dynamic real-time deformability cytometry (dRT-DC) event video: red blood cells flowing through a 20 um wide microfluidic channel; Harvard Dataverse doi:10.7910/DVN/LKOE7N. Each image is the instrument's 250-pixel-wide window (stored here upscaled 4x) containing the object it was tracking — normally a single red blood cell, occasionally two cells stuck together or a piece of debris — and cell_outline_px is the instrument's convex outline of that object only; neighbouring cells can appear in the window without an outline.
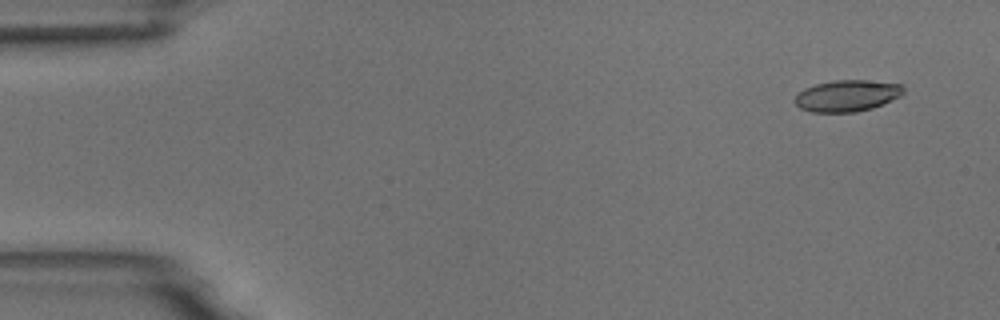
{"species": "common noctule bat (a hibernating species)", "species_latin": "Nyctalus noctula", "temperature_condition": "room temperature", "stored_images_in_passage": 4, "camera_frame_rate_fps": 3000, "um_per_image_px": 0.085, "animal": {"sex": "male", "body_mass_g": 18.8}, "frame": {"image": 1, "passage_image": 1, "time_ms": 0.0, "image_size_px": [1000, 320], "cell_outline_px": [[904, 92], [900, 96], [872, 108], [856, 112], [812, 112], [800, 108], [792, 100], [804, 88], [816, 84], [832, 80], [864, 80], [904, 84]], "centroid_in_image_um": [72.0, 8.13], "position_along_channel_um": 13.0, "area_um2": 19.94}}
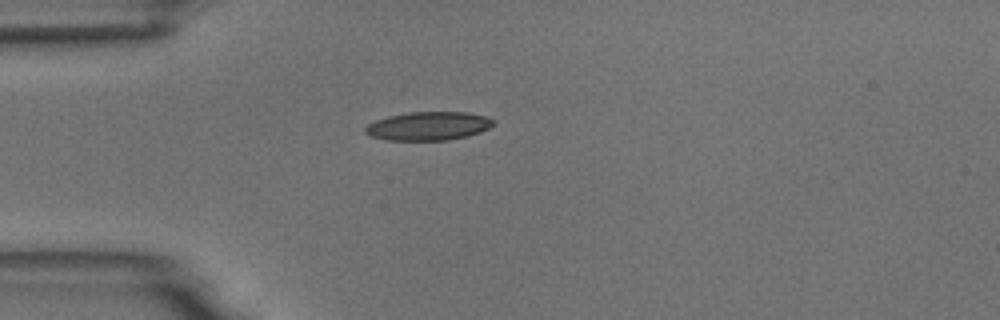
{"frame": {"image": 2, "passage_image": 4, "time_ms": 3.667, "image_size_px": [1000, 320], "cell_outline_px": [[496, 124], [480, 132], [468, 136], [448, 140], [384, 140], [372, 136], [364, 132], [364, 128], [368, 124], [376, 120], [388, 116], [408, 112], [464, 112], [484, 116], [496, 120]], "centroid_in_image_um": [36.42, 10.71], "position_along_channel_um": 48.6, "area_um2": 21.39}}